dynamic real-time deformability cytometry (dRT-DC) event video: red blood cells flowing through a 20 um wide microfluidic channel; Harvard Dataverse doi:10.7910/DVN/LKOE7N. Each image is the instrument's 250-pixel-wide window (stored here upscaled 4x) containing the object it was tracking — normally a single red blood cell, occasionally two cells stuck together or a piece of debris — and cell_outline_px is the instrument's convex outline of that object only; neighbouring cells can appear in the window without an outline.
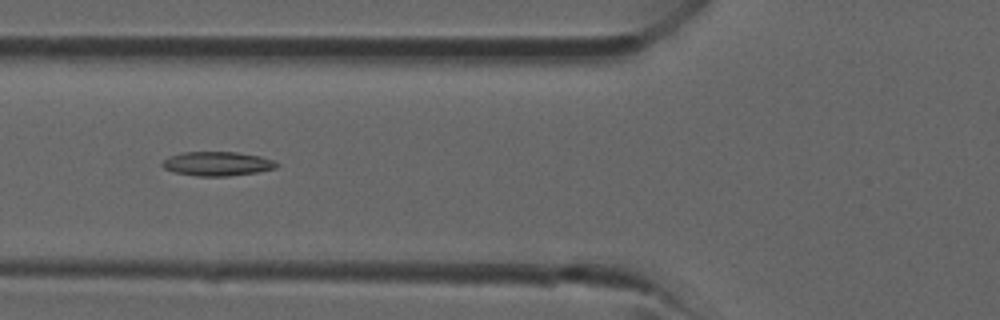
{"species": "common noctule bat (a hibernating species)", "species_latin": "Nyctalus noctula", "temperature_condition": "room temperature", "stored_images_in_passage": 28, "camera_frame_rate_fps": 3000, "um_per_image_px": 0.085, "animal": {"sex": "male", "forearm_length_mm": 52.5}, "frame": {"image": 1, "passage_image": 7, "time_ms": 2.0, "image_size_px": [1000, 320], "cell_outline_px": [[280, 164], [276, 168], [256, 172], [228, 176], [196, 176], [172, 172], [164, 168], [160, 164], [168, 156], [184, 152], [236, 152], [260, 156], [272, 160]], "centroid_in_image_um": [18.43, 13.92], "position_along_channel_um": 107.4, "area_um2": 16.13}}
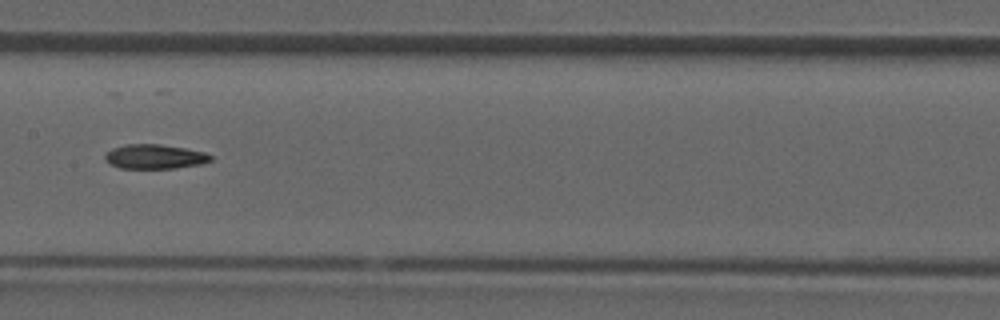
{"frame": {"image": 2, "passage_image": 12, "time_ms": 3.667, "image_size_px": [1000, 320], "cell_outline_px": [[212, 160], [200, 164], [176, 168], [120, 168], [104, 160], [104, 156], [112, 148], [124, 144], [160, 144], [184, 148], [204, 152], [212, 156]], "centroid_in_image_um": [13.14, 13.31], "position_along_channel_um": 194.3, "area_um2": 14.97}}
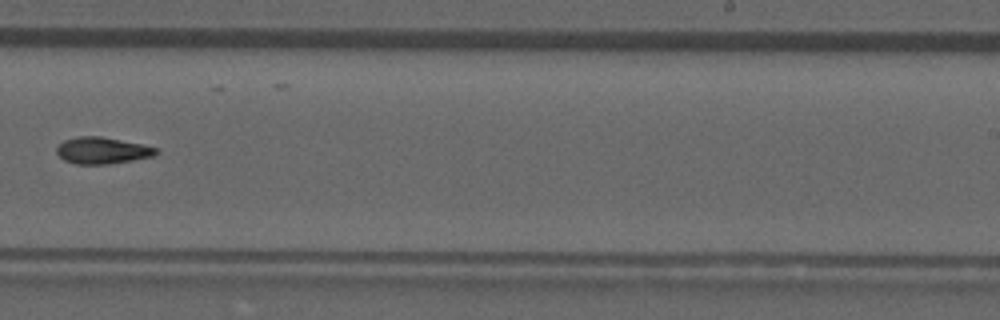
{"frame": {"image": 3, "passage_image": 17, "time_ms": 5.333, "image_size_px": [1000, 320], "cell_outline_px": [[160, 152], [152, 156], [132, 160], [108, 164], [76, 164], [64, 160], [56, 152], [56, 148], [64, 140], [80, 136], [100, 136], [140, 144], [156, 148]], "centroid_in_image_um": [8.67, 12.79], "position_along_channel_um": 280.3, "area_um2": 15.2}}